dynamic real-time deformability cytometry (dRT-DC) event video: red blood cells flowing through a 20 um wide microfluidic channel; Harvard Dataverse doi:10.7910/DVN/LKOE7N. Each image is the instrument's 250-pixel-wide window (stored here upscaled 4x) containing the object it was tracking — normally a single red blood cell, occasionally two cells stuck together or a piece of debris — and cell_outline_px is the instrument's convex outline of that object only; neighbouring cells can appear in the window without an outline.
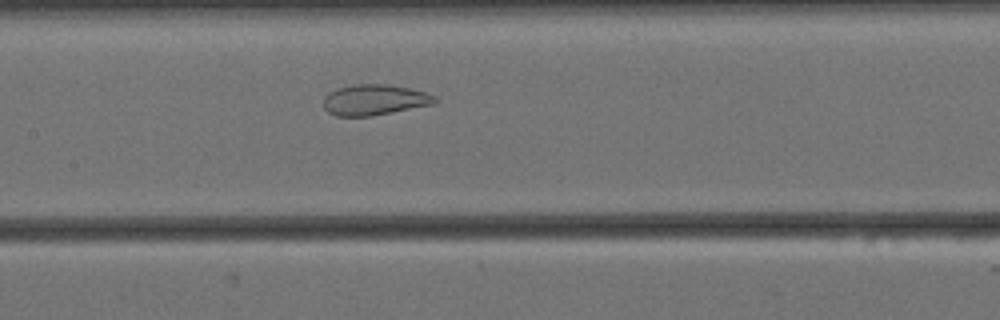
{"species": "Egyptian fruit bat (a non-hibernating species)", "species_latin": "Rousettus aegyptiacus", "temperature_condition": "cold", "stored_images_in_passage": 43, "camera_frame_rate_fps": 3000, "um_per_image_px": 0.085, "animal": {"sex": "female"}, "frame": {"image": 1, "passage_image": 19, "time_ms": 6.0, "image_size_px": [1000, 320], "cell_outline_px": [[436, 104], [372, 116], [336, 116], [328, 112], [324, 108], [324, 96], [328, 92], [336, 88], [352, 84], [388, 84], [408, 88], [424, 92], [436, 96]], "centroid_in_image_um": [31.81, 8.49], "position_along_channel_um": 175.6, "area_um2": 20.11}}
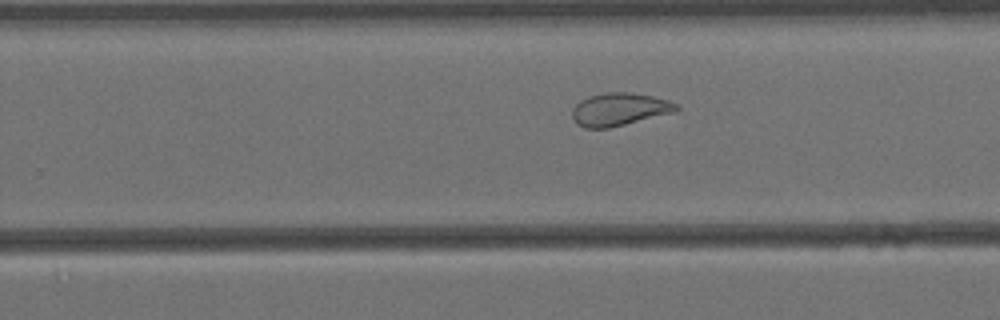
{"frame": {"image": 2, "passage_image": 28, "time_ms": 9.0, "image_size_px": [1000, 320], "cell_outline_px": [[680, 108], [676, 112], [608, 128], [584, 128], [576, 124], [572, 116], [572, 108], [580, 100], [592, 96], [608, 92], [632, 92], [652, 96], [668, 100], [676, 104]], "centroid_in_image_um": [52.65, 9.3], "position_along_channel_um": 277.2, "area_um2": 19.88}}
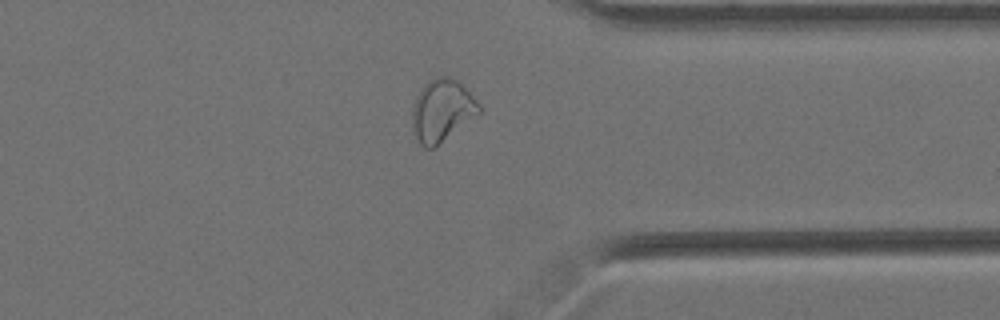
{"frame": {"image": 3, "passage_image": 37, "time_ms": 12.0, "image_size_px": [1000, 320], "cell_outline_px": [[480, 112], [432, 148], [424, 148], [420, 144], [412, 132], [412, 108], [416, 96], [424, 84], [428, 80], [436, 76], [448, 76], [456, 80], [480, 104]], "centroid_in_image_um": [37.51, 9.37], "position_along_channel_um": 373.9, "area_um2": 23.76}, "authors_computed_cell_mechanics": {"area_um2": 21.7328, "velocity_mm_per_s": 3.4103, "shape_relaxation_time_tau1_ms": null, "shape_relaxation_time_tau2_ms": 1.3854, "deformation_change_tau1": null, "deformation_change_tau2": 0.0718}}